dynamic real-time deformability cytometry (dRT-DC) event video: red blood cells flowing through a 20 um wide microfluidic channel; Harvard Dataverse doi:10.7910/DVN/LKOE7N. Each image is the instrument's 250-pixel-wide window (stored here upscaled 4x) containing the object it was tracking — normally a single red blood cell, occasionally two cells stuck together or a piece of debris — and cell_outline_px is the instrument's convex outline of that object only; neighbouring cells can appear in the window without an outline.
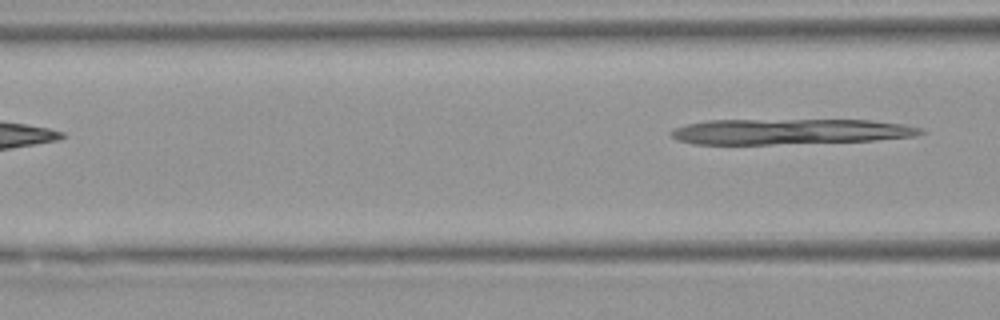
{"species": "Egyptian fruit bat (a non-hibernating species)", "species_latin": "Rousettus aegyptiacus", "temperature_condition": "warm", "stored_images_in_passage": 3, "camera_frame_rate_fps": 3000, "um_per_image_px": 0.085, "animal": {"sex": "female"}, "frame": {"image": 1, "passage_image": 3, "time_ms": 2.333, "image_size_px": [1000, 320], "cell_outline_px": [[928, 132], [912, 136], [876, 140], [772, 144], [692, 144], [676, 140], [668, 132], [672, 128], [688, 124], [708, 120], [868, 120], [904, 124], [924, 128]], "centroid_in_image_um": [67.12, 11.18], "position_along_channel_um": 99.5, "area_um2": 37.22}}